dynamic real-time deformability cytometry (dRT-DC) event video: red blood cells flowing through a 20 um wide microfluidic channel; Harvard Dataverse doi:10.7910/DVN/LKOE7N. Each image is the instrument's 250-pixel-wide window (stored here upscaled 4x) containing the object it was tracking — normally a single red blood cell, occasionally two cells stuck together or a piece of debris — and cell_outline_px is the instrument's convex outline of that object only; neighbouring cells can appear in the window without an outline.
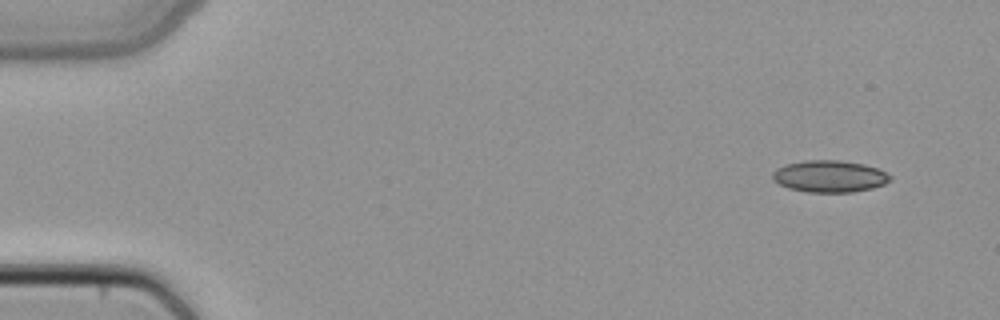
{"species": "common noctule bat (a hibernating species)", "species_latin": "Nyctalus noctula", "temperature_condition": "cold", "stored_images_in_passage": 4, "camera_frame_rate_fps": 3000, "um_per_image_px": 0.085, "animal": {"sex": "female", "body_mass_g": 22.7, "forearm_length_mm": 54.2}, "frame": {"image": 1, "passage_image": 1, "time_ms": 0.0, "image_size_px": [1000, 320], "cell_outline_px": [[892, 180], [884, 184], [872, 188], [852, 192], [808, 192], [788, 188], [772, 180], [772, 172], [776, 168], [784, 164], [804, 160], [840, 160], [864, 164], [880, 168], [892, 176]], "centroid_in_image_um": [70.52, 14.97], "position_along_channel_um": 14.5, "area_um2": 22.14}}
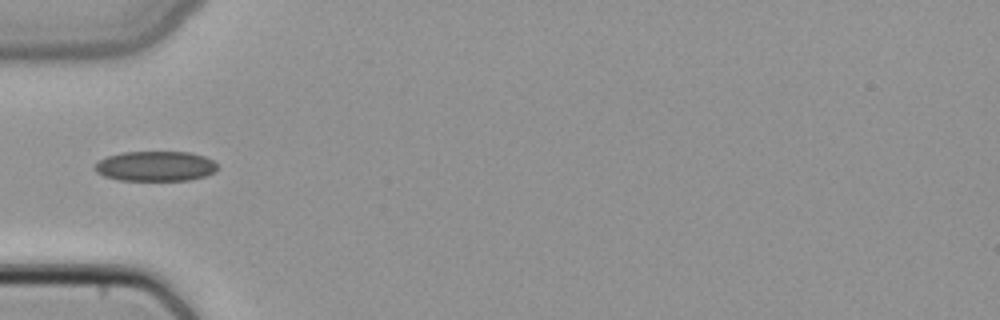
{"frame": {"image": 2, "passage_image": 4, "time_ms": 1.0, "image_size_px": [1000, 320], "cell_outline_px": [[216, 168], [212, 172], [204, 176], [188, 180], [120, 180], [104, 176], [96, 172], [92, 168], [100, 160], [108, 156], [124, 152], [188, 152], [204, 156], [212, 160], [216, 164]], "centroid_in_image_um": [13.17, 14.12], "position_along_channel_um": 71.8, "area_um2": 21.21}}